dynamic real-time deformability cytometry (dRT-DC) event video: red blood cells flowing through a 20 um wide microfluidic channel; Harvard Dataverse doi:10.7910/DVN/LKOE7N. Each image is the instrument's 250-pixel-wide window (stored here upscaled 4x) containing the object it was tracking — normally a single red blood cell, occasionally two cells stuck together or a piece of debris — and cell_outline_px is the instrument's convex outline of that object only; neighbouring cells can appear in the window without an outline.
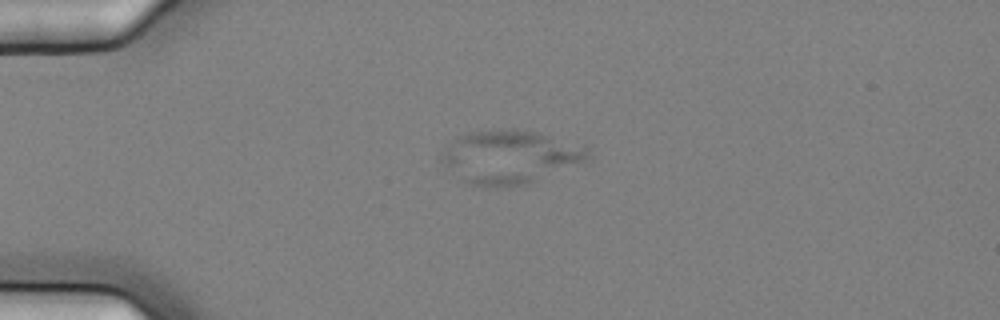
{"species": "common noctule bat (a hibernating species)", "species_latin": "Nyctalus noctula", "temperature_condition": "cold", "stored_images_in_passage": 5, "camera_frame_rate_fps": 3000, "um_per_image_px": 0.085, "animal": {"sex": "female", "body_mass_g": 25.1}, "frame": {"image": 1, "passage_image": 3, "time_ms": 0.667, "image_size_px": [1000, 320], "cell_outline_px": [[592, 156], [584, 160], [528, 184], [496, 188], [468, 184], [440, 160], [440, 156], [456, 136], [468, 132], [512, 128], [536, 132], [584, 144], [588, 148]], "centroid_in_image_um": [43.35, 13.32], "position_along_channel_um": 41.6, "area_um2": 45.32}}
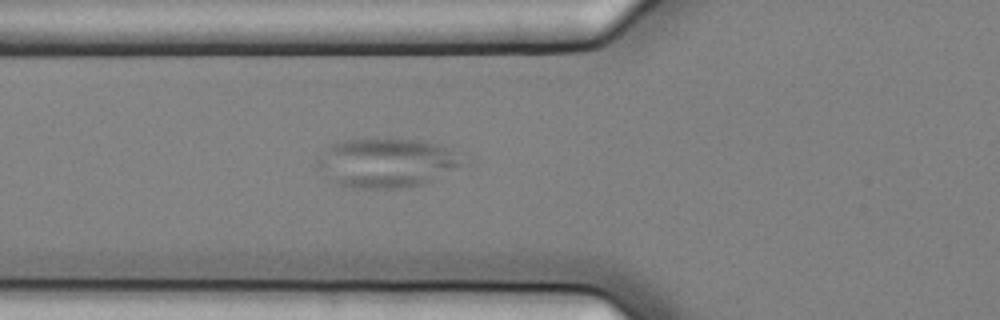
{"frame": {"image": 2, "passage_image": 5, "time_ms": 1.333, "image_size_px": [1000, 320], "cell_outline_px": [[456, 164], [424, 184], [396, 188], [352, 188], [328, 180], [316, 168], [316, 160], [324, 148], [336, 140], [424, 140], [440, 144], [456, 160]], "centroid_in_image_um": [32.58, 13.84], "position_along_channel_um": 93.2, "area_um2": 40.23}}